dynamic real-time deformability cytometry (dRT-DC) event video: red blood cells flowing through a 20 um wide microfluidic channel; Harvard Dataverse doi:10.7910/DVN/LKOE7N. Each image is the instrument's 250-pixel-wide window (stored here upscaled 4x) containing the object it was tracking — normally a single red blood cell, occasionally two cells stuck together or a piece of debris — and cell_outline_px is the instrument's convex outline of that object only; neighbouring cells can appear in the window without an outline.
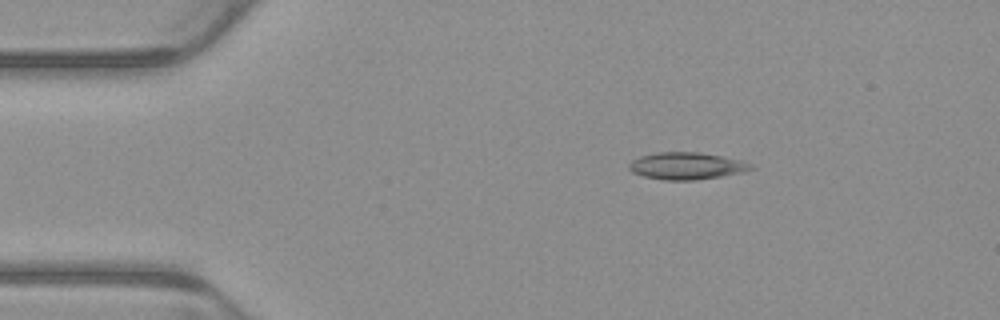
{"species": "common noctule bat (a hibernating species)", "species_latin": "Nyctalus noctula", "temperature_condition": "warm", "stored_images_in_passage": 4, "camera_frame_rate_fps": 3000, "um_per_image_px": 0.085, "animal": {"sex": "male", "body_mass_g": 23.1, "forearm_length_mm": 52.7}, "frame": {"image": 1, "passage_image": 2, "time_ms": 0.333, "image_size_px": [1000, 320], "cell_outline_px": [[756, 168], [744, 172], [696, 180], [664, 180], [644, 176], [632, 172], [628, 168], [628, 164], [632, 160], [640, 156], [656, 152], [700, 152], [740, 160], [752, 164]], "centroid_in_image_um": [58.35, 14.1], "position_along_channel_um": 26.6, "area_um2": 19.25}}
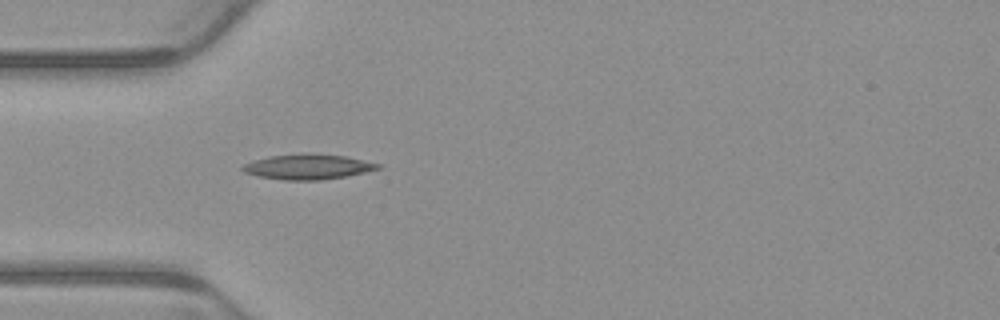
{"frame": {"image": 2, "passage_image": 4, "time_ms": 1.0, "image_size_px": [1000, 320], "cell_outline_px": [[384, 168], [348, 176], [320, 180], [284, 180], [256, 176], [244, 172], [240, 168], [244, 164], [252, 160], [268, 156], [344, 156], [384, 164]], "centroid_in_image_um": [26.21, 14.22], "position_along_channel_um": 58.8, "area_um2": 19.25}}